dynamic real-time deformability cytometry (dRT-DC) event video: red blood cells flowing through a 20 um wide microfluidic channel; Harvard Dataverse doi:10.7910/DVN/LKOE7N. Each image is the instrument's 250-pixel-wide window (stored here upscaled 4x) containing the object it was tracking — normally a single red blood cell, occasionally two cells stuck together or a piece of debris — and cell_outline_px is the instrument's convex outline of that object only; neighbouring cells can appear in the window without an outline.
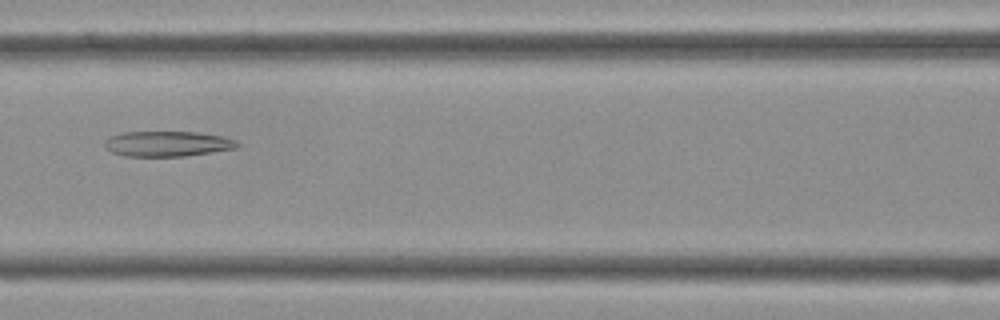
{"species": "Egyptian fruit bat (a non-hibernating species)", "species_latin": "Rousettus aegyptiacus", "temperature_condition": "cold", "stored_images_in_passage": 35, "camera_frame_rate_fps": 3000, "um_per_image_px": 0.085, "frame": {"image": 1, "passage_image": 12, "time_ms": 3.667, "image_size_px": [1000, 320], "cell_outline_px": [[240, 144], [236, 148], [212, 152], [184, 156], [124, 156], [112, 152], [104, 144], [104, 140], [112, 136], [124, 132], [196, 132], [224, 136], [236, 140]], "centroid_in_image_um": [14.26, 12.22], "position_along_channel_um": 152.3, "area_um2": 19.48}}
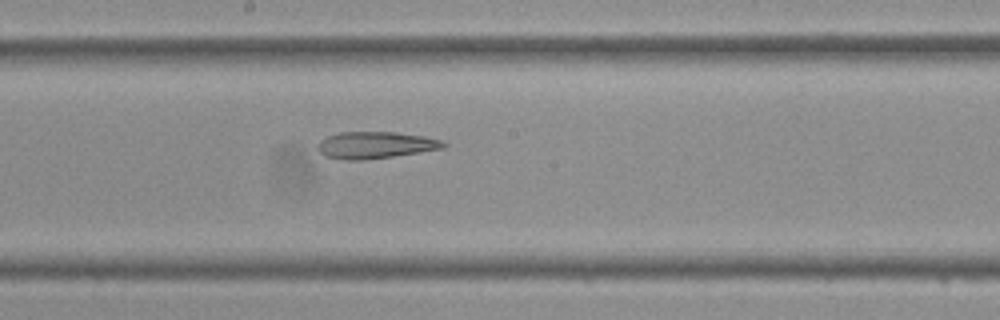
{"frame": {"image": 2, "passage_image": 16, "time_ms": 5.0, "image_size_px": [1000, 320], "cell_outline_px": [[448, 144], [444, 148], [392, 156], [364, 160], [344, 160], [324, 156], [320, 152], [316, 144], [320, 140], [328, 136], [340, 132], [396, 132], [424, 136], [440, 140]], "centroid_in_image_um": [31.88, 12.33], "position_along_channel_um": 216.3, "area_um2": 19.59}}
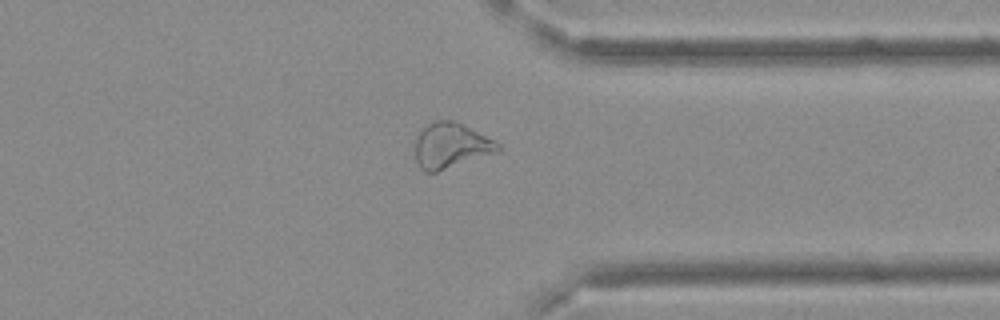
{"frame": {"image": 3, "passage_image": 26, "time_ms": 8.333, "image_size_px": [1000, 320], "cell_outline_px": [[500, 152], [436, 172], [424, 172], [420, 168], [416, 160], [416, 136], [428, 124], [436, 120], [456, 120], [496, 140], [500, 144]], "centroid_in_image_um": [38.37, 12.37], "position_along_channel_um": 373.0, "area_um2": 22.14}}